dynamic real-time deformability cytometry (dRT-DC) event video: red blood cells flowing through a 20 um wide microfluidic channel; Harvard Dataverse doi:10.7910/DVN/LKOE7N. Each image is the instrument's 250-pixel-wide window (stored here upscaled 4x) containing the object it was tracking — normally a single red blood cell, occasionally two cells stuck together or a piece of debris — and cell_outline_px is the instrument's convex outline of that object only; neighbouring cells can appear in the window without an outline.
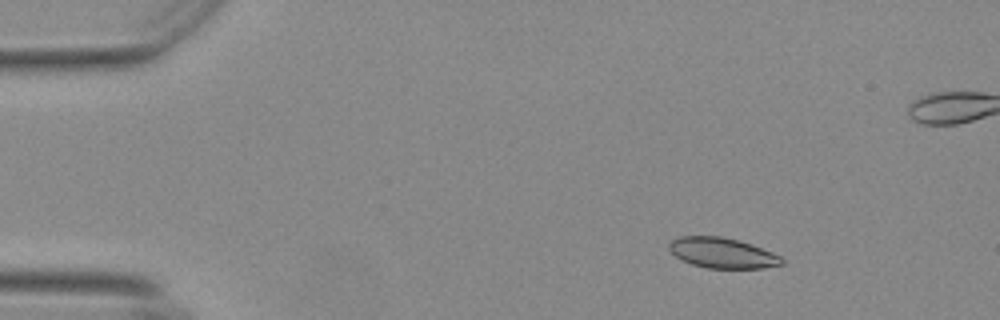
{"species": "Egyptian fruit bat (a non-hibernating species)", "species_latin": "Rousettus aegyptiacus", "temperature_condition": "warm", "stored_images_in_passage": 50, "camera_frame_rate_fps": 3000, "um_per_image_px": 0.085, "animal": {"sex": "female"}, "frame": {"image": 1, "passage_image": 7, "time_ms": 2.0, "image_size_px": [1000, 320], "cell_outline_px": [[784, 264], [764, 268], [708, 268], [692, 264], [676, 256], [668, 248], [668, 244], [672, 240], [680, 236], [720, 236], [740, 240], [772, 252], [780, 256], [784, 260]], "centroid_in_image_um": [61.42, 21.49], "position_along_channel_um": 23.6, "area_um2": 19.88}}
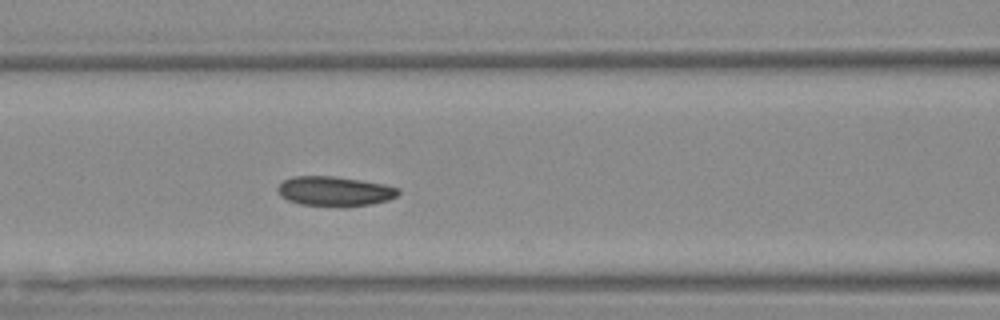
{"frame": {"image": 2, "passage_image": 23, "time_ms": 7.333, "image_size_px": [1000, 320], "cell_outline_px": [[400, 192], [396, 196], [388, 200], [372, 204], [300, 204], [288, 200], [280, 196], [276, 188], [284, 180], [292, 176], [332, 176], [360, 180], [384, 184], [400, 188]], "centroid_in_image_um": [28.43, 16.21], "position_along_channel_um": 138.2, "area_um2": 20.17}}
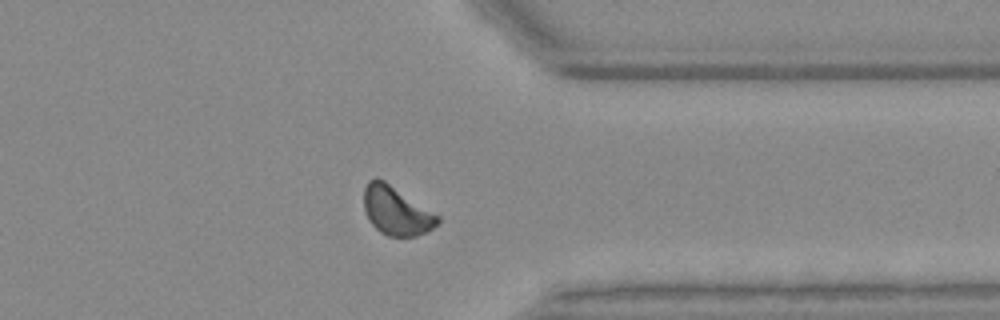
{"frame": {"image": 3, "passage_image": 43, "time_ms": 14.0, "image_size_px": [1000, 320], "cell_outline_px": [[440, 224], [428, 232], [416, 236], [388, 236], [380, 232], [372, 224], [364, 208], [364, 188], [368, 180], [376, 176], [384, 180], [440, 216]], "centroid_in_image_um": [33.7, 17.91], "position_along_channel_um": 377.7, "area_um2": 20.98}, "authors_computed_cell_mechanics": {"area_um2": 20.5479, "velocity_mm_per_s": 3.6795, "shape_relaxation_time_tau1_ms": 5.2213, "shape_relaxation_time_tau2_ms": 5.0787, "deformation_change_tau1": 0.0919, "deformation_change_tau2": 0.0959}}